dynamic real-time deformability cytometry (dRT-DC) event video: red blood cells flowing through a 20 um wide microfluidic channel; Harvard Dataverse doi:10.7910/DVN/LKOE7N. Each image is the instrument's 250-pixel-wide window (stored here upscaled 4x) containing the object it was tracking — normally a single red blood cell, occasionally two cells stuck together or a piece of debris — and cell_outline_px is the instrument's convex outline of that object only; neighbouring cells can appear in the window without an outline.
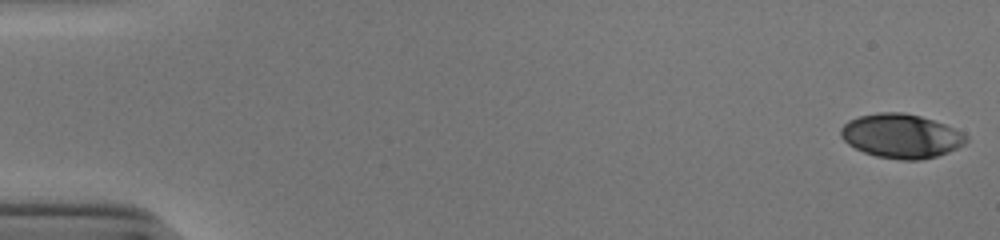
{"species": "human", "species_latin": "Homo sapiens", "temperature_condition": "cold", "stored_images_in_passage": 52, "camera_frame_rate_fps": 3000, "um_per_image_px": 0.085, "donor": {"sex": "male"}, "frame": {"image": 1, "passage_image": 1, "time_ms": 0.0, "image_size_px": [1000, 240], "cell_outline_px": [[968, 140], [964, 144], [948, 152], [936, 156], [920, 160], [900, 160], [876, 156], [864, 152], [848, 144], [840, 136], [840, 128], [848, 120], [860, 116], [876, 112], [904, 112], [920, 116], [944, 124], [964, 132], [968, 136]], "centroid_in_image_um": [76.59, 11.55], "position_along_channel_um": 8.4, "area_um2": 32.31}}
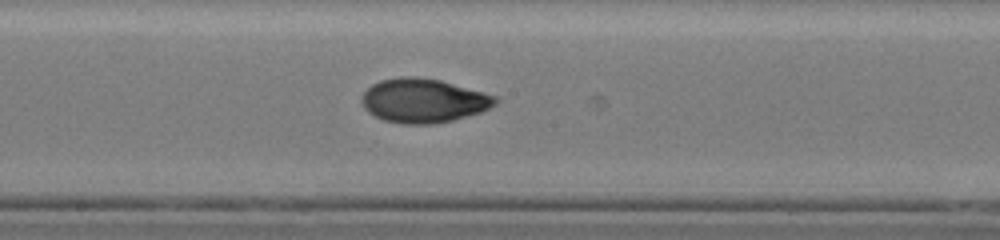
{"frame": {"image": 2, "passage_image": 29, "time_ms": 9.333, "image_size_px": [1000, 240], "cell_outline_px": [[500, 100], [496, 104], [480, 112], [452, 120], [432, 124], [404, 124], [384, 120], [368, 112], [364, 108], [360, 100], [360, 96], [372, 84], [380, 80], [400, 76], [416, 76], [440, 80], [496, 96]], "centroid_in_image_um": [35.96, 8.54], "position_along_channel_um": 212.2, "area_um2": 34.28}}
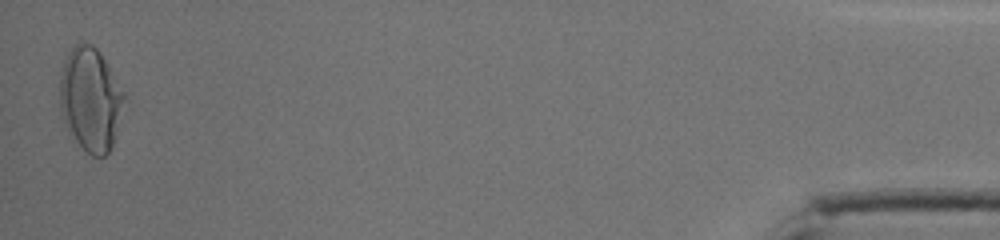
{"frame": {"image": 3, "passage_image": 52, "time_ms": 17.0, "image_size_px": [1000, 240], "cell_outline_px": [[124, 96], [112, 144], [108, 152], [104, 156], [92, 156], [68, 136], [60, 112], [60, 76], [64, 60], [68, 52], [76, 44], [84, 40], [92, 44], [100, 52], [124, 92]], "centroid_in_image_um": [7.62, 8.43], "position_along_channel_um": 427.6, "area_um2": 38.67}, "authors_computed_cell_mechanics": {"area_um2": 32.9749, "velocity_mm_per_s": 3.9332, "shape_relaxation_time_tau1_ms": 6.4036, "shape_relaxation_time_tau2_ms": 1.5027, "deformation_change_tau1": 0.2056, "deformation_change_tau2": 0.0505}}